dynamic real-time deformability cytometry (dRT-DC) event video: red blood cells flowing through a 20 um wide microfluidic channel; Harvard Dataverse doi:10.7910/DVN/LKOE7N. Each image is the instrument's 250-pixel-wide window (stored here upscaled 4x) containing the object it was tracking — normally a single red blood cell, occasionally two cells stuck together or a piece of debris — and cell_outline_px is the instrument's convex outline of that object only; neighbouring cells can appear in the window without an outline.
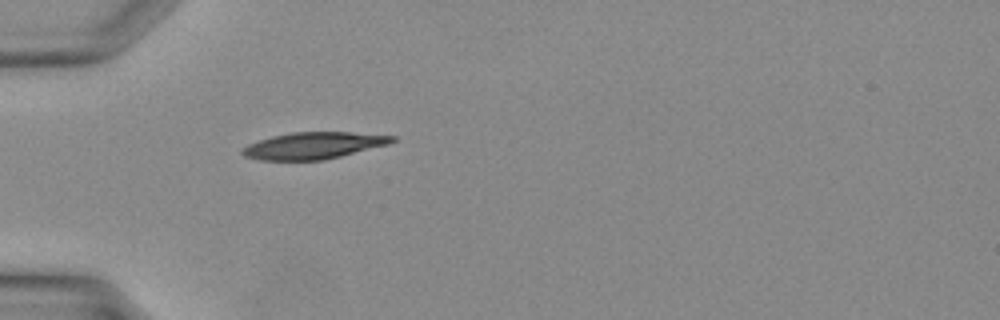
{"species": "Egyptian fruit bat (a non-hibernating species)", "species_latin": "Rousettus aegyptiacus", "temperature_condition": "warm", "stored_images_in_passage": 24, "camera_frame_rate_fps": 3000, "um_per_image_px": 0.085, "animal": {"sex": "female"}, "frame": {"image": 1, "passage_image": 1, "time_ms": 0.0, "image_size_px": [1000, 320], "cell_outline_px": [[396, 140], [388, 144], [324, 160], [260, 160], [244, 156], [240, 152], [248, 144], [272, 136], [292, 132], [348, 132], [396, 136]], "centroid_in_image_um": [26.63, 12.37], "position_along_channel_um": 58.4, "area_um2": 23.12}}
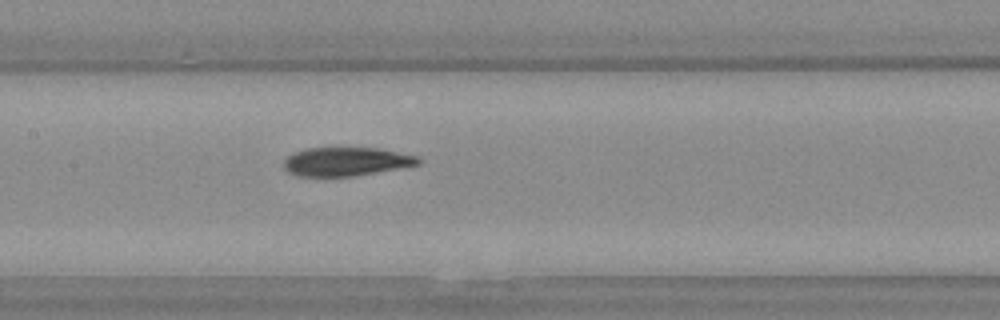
{"frame": {"image": 2, "passage_image": 8, "time_ms": 2.333, "image_size_px": [1000, 320], "cell_outline_px": [[424, 160], [420, 164], [352, 176], [300, 176], [288, 172], [284, 168], [284, 160], [288, 156], [296, 152], [308, 148], [380, 148], [420, 156]], "centroid_in_image_um": [29.47, 13.72], "position_along_channel_um": 177.9, "area_um2": 22.37}}
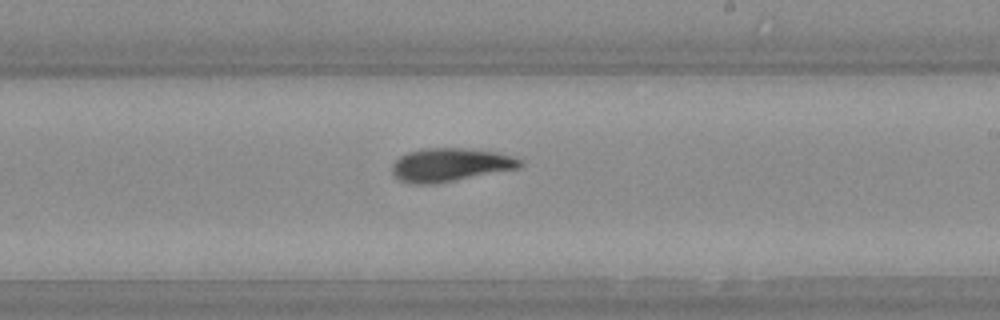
{"frame": {"image": 3, "passage_image": 12, "time_ms": 3.667, "image_size_px": [1000, 320], "cell_outline_px": [[524, 164], [520, 168], [436, 184], [412, 184], [400, 180], [392, 172], [392, 164], [400, 156], [408, 152], [424, 148], [460, 148], [496, 152], [520, 160]], "centroid_in_image_um": [38.25, 14.02], "position_along_channel_um": 250.8, "area_um2": 24.74}}